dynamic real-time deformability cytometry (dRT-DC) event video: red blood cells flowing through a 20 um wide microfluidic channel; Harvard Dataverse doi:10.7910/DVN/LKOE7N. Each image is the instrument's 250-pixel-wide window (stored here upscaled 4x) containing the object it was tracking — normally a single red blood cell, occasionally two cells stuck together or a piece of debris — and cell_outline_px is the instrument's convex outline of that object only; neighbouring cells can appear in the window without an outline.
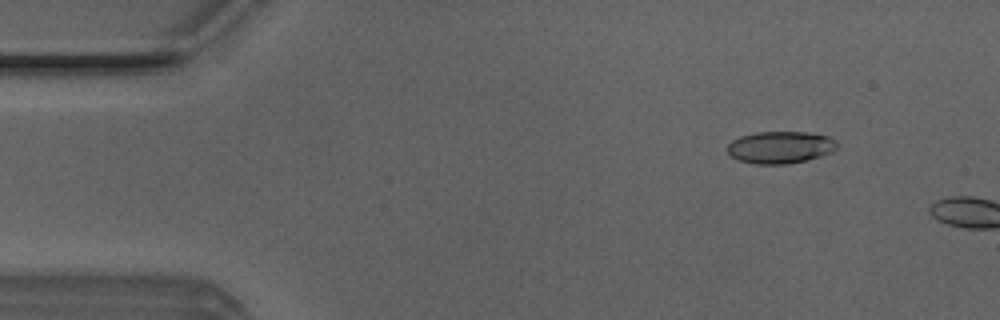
{"species": "Egyptian fruit bat (a non-hibernating species)", "species_latin": "Rousettus aegyptiacus", "temperature_condition": "room temperature", "stored_images_in_passage": 8, "camera_frame_rate_fps": 3000, "um_per_image_px": 0.085, "animal": {"sex": "male"}, "frame": {"image": 1, "passage_image": 6, "time_ms": 1.667, "image_size_px": [1000, 320], "cell_outline_px": [[840, 144], [832, 152], [820, 156], [788, 164], [756, 164], [736, 160], [728, 152], [728, 144], [732, 140], [740, 136], [756, 132], [808, 132], [828, 136], [836, 140]], "centroid_in_image_um": [66.33, 12.51], "position_along_channel_um": 18.7, "area_um2": 20.63}}